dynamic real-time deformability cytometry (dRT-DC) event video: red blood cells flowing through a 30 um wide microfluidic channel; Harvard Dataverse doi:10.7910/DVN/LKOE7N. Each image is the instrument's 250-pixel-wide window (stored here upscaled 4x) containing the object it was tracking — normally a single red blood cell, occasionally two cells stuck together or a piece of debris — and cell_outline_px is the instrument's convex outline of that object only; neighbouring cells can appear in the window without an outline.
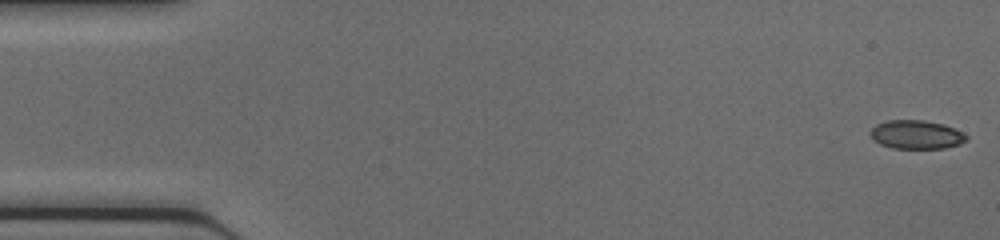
{"species": "common noctule bat (a hibernating species)", "species_latin": "Nyctalus noctula", "temperature_condition": "cold", "stored_images_in_passage": 45, "camera_frame_rate_fps": 3000, "um_per_image_px": 0.085, "animal": {"sex": "female", "body_mass_g": 17.0, "forearm_length_mm": 48.0}, "frame": {"image": 1, "passage_image": 1, "time_ms": 0.0, "image_size_px": [1000, 240], "cell_outline_px": [[968, 140], [960, 144], [944, 148], [892, 148], [880, 144], [872, 140], [868, 132], [876, 124], [888, 120], [924, 120], [944, 124], [964, 132], [968, 136]], "centroid_in_image_um": [77.89, 11.44], "position_along_channel_um": 7.1, "area_um2": 16.3}}
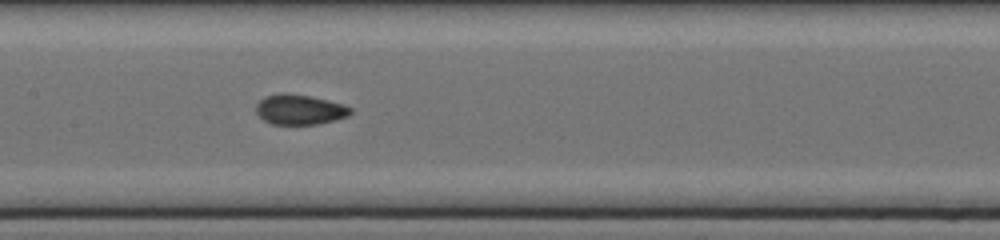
{"frame": {"image": 2, "passage_image": 22, "time_ms": 7.0, "image_size_px": [1000, 240], "cell_outline_px": [[352, 112], [348, 116], [316, 124], [272, 124], [264, 120], [256, 112], [256, 104], [264, 96], [284, 92], [308, 96], [328, 100], [344, 104], [352, 108]], "centroid_in_image_um": [25.46, 9.3], "position_along_channel_um": 181.9, "area_um2": 16.47}}
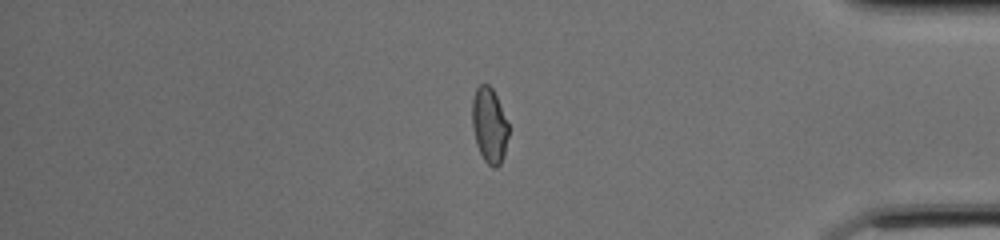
{"frame": {"image": 3, "passage_image": 38, "time_ms": 12.333, "image_size_px": [1000, 240], "cell_outline_px": [[508, 136], [504, 156], [500, 164], [496, 168], [492, 168], [484, 160], [476, 144], [472, 124], [472, 100], [476, 88], [480, 84], [488, 84], [492, 88], [496, 96], [508, 124]], "centroid_in_image_um": [41.58, 10.67], "position_along_channel_um": 393.6, "area_um2": 15.9}}